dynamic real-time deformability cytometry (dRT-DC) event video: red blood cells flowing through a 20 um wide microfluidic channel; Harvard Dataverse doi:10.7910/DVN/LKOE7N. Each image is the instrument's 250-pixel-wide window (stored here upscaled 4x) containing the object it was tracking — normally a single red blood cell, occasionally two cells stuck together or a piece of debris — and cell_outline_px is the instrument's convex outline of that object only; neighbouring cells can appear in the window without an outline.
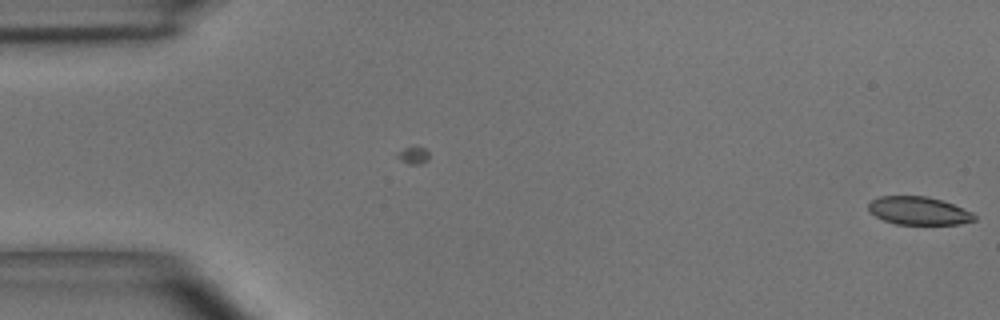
{"species": "common noctule bat (a hibernating species)", "species_latin": "Nyctalus noctula", "temperature_condition": "room temperature", "stored_images_in_passage": 49, "camera_frame_rate_fps": 3000, "um_per_image_px": 0.085, "animal": {"sex": "male", "body_mass_g": 15.6}, "frame": {"image": 1, "passage_image": 1, "time_ms": 0.0, "image_size_px": [1000, 320], "cell_outline_px": [[976, 220], [960, 224], [896, 224], [884, 220], [876, 216], [868, 208], [868, 204], [872, 200], [880, 196], [928, 196], [952, 204], [972, 212], [976, 216]], "centroid_in_image_um": [78.1, 17.91], "position_along_channel_um": 6.9, "area_um2": 17.17}}
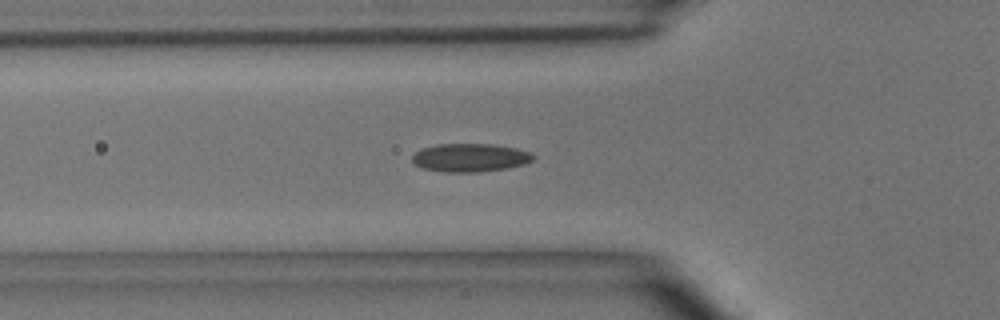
{"frame": {"image": 2, "passage_image": 17, "time_ms": 5.333, "image_size_px": [1000, 320], "cell_outline_px": [[536, 156], [532, 160], [524, 164], [508, 168], [480, 172], [444, 172], [420, 168], [412, 164], [412, 156], [420, 148], [436, 144], [492, 144], [516, 148], [532, 152]], "centroid_in_image_um": [39.93, 13.4], "position_along_channel_um": 85.9, "area_um2": 20.29}}
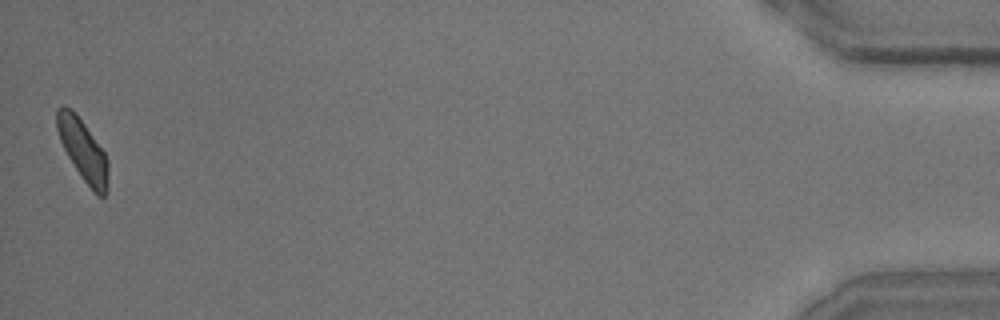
{"frame": {"image": 3, "passage_image": 49, "time_ms": 16.0, "image_size_px": [1000, 320], "cell_outline_px": [[108, 184], [104, 196], [100, 196], [84, 180], [68, 156], [60, 140], [56, 128], [56, 108], [64, 104], [72, 108], [76, 112], [104, 152], [108, 160]], "centroid_in_image_um": [7.02, 12.67], "position_along_channel_um": 428.2, "area_um2": 18.09}, "authors_computed_cell_mechanics": {"area_um2": 18.9584, "velocity_mm_per_s": 4.0632, "shape_relaxation_time_tau1_ms": 5.3135, "shape_relaxation_time_tau2_ms": 2.1584, "deformation_change_tau1": 0.1382, "deformation_change_tau2": 0.0918}}